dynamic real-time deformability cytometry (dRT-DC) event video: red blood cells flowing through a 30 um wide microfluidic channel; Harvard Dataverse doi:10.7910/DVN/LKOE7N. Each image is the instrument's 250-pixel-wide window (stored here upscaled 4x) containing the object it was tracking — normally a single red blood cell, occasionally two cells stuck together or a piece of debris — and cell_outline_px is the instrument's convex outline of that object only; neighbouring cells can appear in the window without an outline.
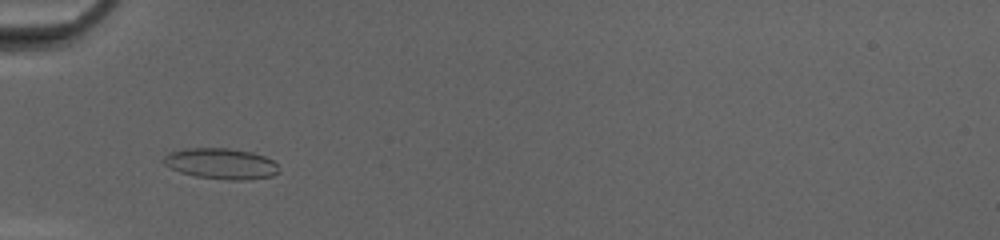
{"species": "common noctule bat (a hibernating species)", "species_latin": "Nyctalus noctula", "temperature_condition": "cold", "stored_images_in_passage": 41, "camera_frame_rate_fps": 3000, "um_per_image_px": 0.085, "animal": {"sex": "female", "body_mass_g": 20.0, "forearm_length_mm": 54.0}, "frame": {"image": 1, "passage_image": 9, "time_ms": 2.667, "image_size_px": [1000, 240], "cell_outline_px": [[280, 172], [272, 176], [244, 180], [224, 180], [196, 176], [180, 172], [164, 164], [160, 160], [168, 152], [188, 148], [228, 148], [252, 152], [264, 156], [272, 160], [276, 164]], "centroid_in_image_um": [18.77, 13.91], "position_along_channel_um": 66.2, "area_um2": 20.81}}
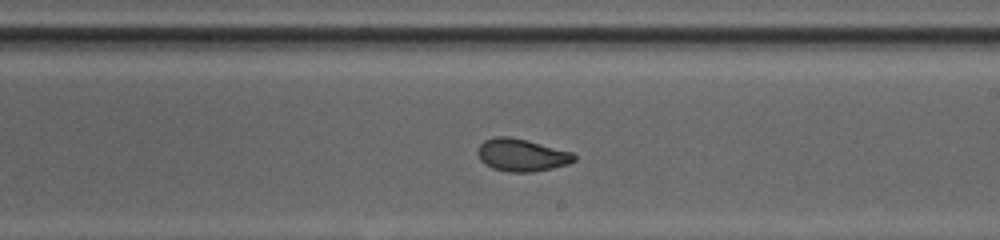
{"frame": {"image": 2, "passage_image": 22, "time_ms": 7.0, "image_size_px": [1000, 240], "cell_outline_px": [[576, 160], [568, 164], [552, 168], [532, 172], [508, 172], [492, 168], [484, 164], [480, 160], [476, 152], [476, 148], [484, 140], [492, 136], [512, 136], [528, 140], [572, 152], [576, 156]], "centroid_in_image_um": [44.3, 13.16], "position_along_channel_um": 244.7, "area_um2": 18.61}}
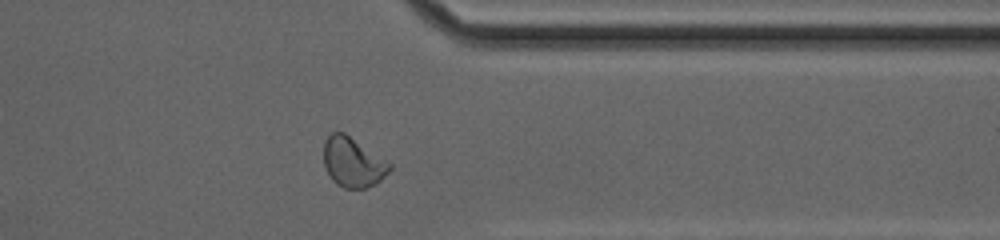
{"frame": {"image": 3, "passage_image": 32, "time_ms": 10.333, "image_size_px": [1000, 240], "cell_outline_px": [[392, 168], [376, 184], [364, 188], [344, 188], [336, 184], [332, 180], [324, 168], [324, 140], [332, 132], [344, 132], [392, 164]], "centroid_in_image_um": [29.97, 13.8], "position_along_channel_um": 381.4, "area_um2": 19.07}, "authors_computed_cell_mechanics": {"area_um2": 18.9584, "velocity_mm_per_s": 4.1975, "shape_relaxation_time_tau1_ms": 4.1511, "shape_relaxation_time_tau2_ms": 1.1594, "deformation_change_tau1": 0.1382, "deformation_change_tau2": 0.0526}}